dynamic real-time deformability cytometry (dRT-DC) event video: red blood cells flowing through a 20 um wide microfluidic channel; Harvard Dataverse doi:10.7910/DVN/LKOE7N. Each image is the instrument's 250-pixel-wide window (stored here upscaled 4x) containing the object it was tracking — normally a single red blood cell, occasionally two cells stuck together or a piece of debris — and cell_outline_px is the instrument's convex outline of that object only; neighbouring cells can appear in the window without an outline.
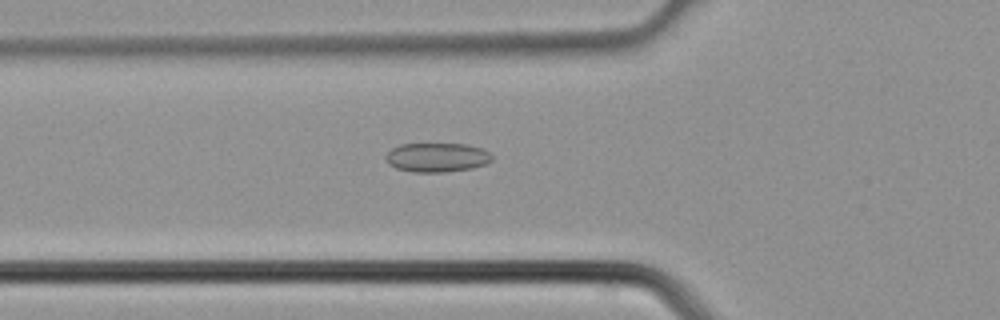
{"species": "common noctule bat (a hibernating species)", "species_latin": "Nyctalus noctula", "temperature_condition": "cold", "stored_images_in_passage": 3, "camera_frame_rate_fps": 3000, "um_per_image_px": 0.085, "animal": {"sex": "male", "body_mass_g": 21.5, "forearm_length_mm": 52.0}, "frame": {"image": 1, "passage_image": 3, "time_ms": 0.667, "image_size_px": [1000, 320], "cell_outline_px": [[492, 160], [484, 164], [472, 168], [444, 172], [412, 172], [396, 168], [388, 164], [384, 156], [392, 148], [400, 144], [468, 144], [480, 148], [488, 152], [492, 156]], "centroid_in_image_um": [37.1, 13.38], "position_along_channel_um": 88.7, "area_um2": 18.03}}